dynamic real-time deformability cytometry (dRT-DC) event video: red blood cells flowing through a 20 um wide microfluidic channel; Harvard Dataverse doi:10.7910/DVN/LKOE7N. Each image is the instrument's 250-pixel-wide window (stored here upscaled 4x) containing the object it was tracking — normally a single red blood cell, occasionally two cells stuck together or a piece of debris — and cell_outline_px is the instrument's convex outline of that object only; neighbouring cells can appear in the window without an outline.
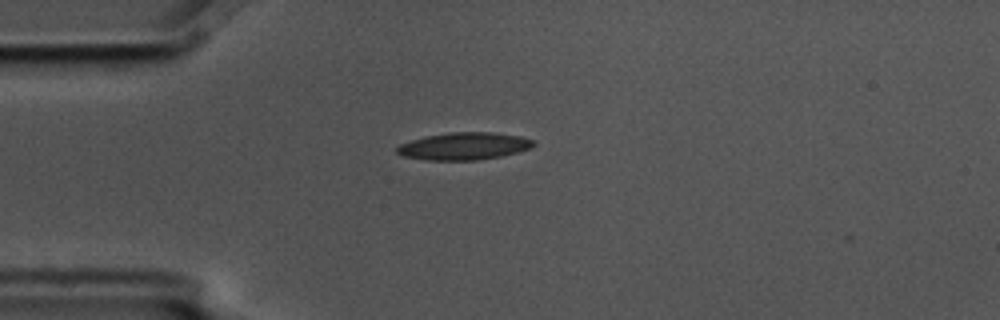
{"species": "common noctule bat (a hibernating species)", "species_latin": "Nyctalus noctula", "temperature_condition": "cold", "stored_images_in_passage": 2, "camera_frame_rate_fps": 3000, "um_per_image_px": 0.085, "animal": {"sex": "male", "body_mass_g": 17.5, "forearm_length_mm": 52.3}, "frame": {"image": 1, "passage_image": 1, "time_ms": 0.0, "image_size_px": [1000, 320], "cell_outline_px": [[536, 144], [532, 148], [500, 156], [476, 160], [424, 160], [404, 156], [396, 152], [396, 148], [400, 144], [412, 140], [428, 136], [452, 132], [492, 132], [520, 136], [536, 140]], "centroid_in_image_um": [39.48, 12.42], "position_along_channel_um": 45.5, "area_um2": 21.68}}